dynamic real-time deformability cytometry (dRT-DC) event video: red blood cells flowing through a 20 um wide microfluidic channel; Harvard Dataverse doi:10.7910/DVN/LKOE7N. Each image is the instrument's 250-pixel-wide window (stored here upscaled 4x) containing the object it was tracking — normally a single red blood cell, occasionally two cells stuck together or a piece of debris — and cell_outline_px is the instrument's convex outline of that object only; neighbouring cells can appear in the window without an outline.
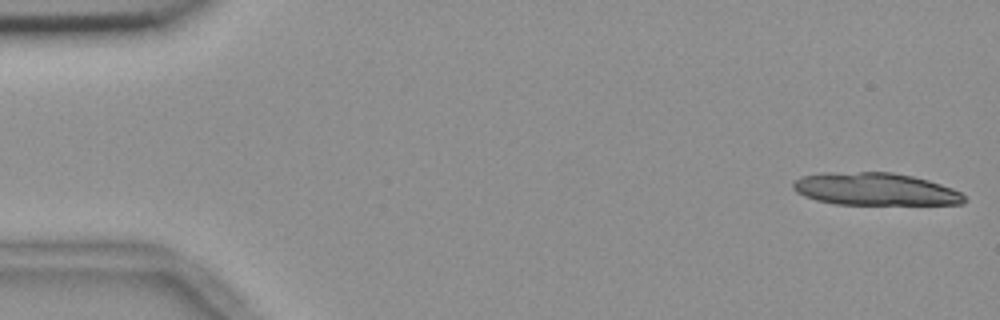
{"species": "common noctule bat (a hibernating species)", "species_latin": "Nyctalus noctula", "temperature_condition": "room temperature", "stored_images_in_passage": 15, "camera_frame_rate_fps": 3000, "um_per_image_px": 0.085, "animal": {"sex": "female", "body_mass_g": 18.4}, "frame": {"image": 1, "passage_image": 1, "time_ms": 0.0, "image_size_px": [1000, 320], "cell_outline_px": [[968, 200], [964, 204], [836, 204], [816, 200], [804, 196], [796, 192], [792, 188], [792, 184], [800, 176], [824, 172], [892, 172], [912, 176], [928, 180], [952, 188], [960, 192]], "centroid_in_image_um": [74.37, 16.07], "position_along_channel_um": 10.6, "area_um2": 32.54}}